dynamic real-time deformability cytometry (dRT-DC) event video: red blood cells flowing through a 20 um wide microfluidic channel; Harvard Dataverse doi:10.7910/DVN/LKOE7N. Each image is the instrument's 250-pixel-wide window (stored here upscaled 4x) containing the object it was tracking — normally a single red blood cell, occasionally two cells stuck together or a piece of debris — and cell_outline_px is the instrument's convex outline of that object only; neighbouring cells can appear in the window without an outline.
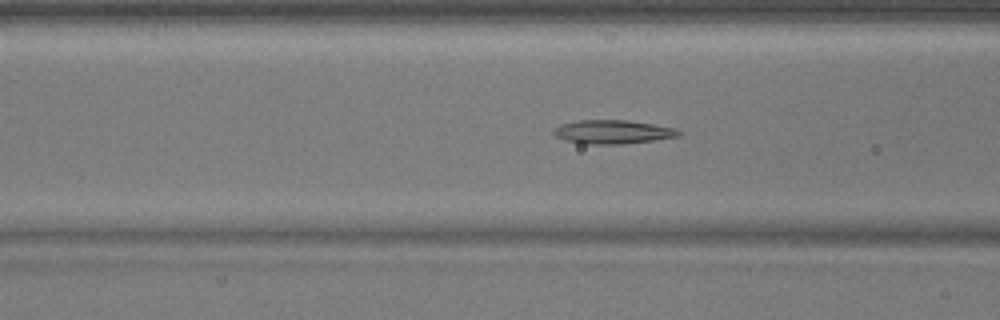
{"species": "common noctule bat (a hibernating species)", "species_latin": "Nyctalus noctula", "temperature_condition": "warm", "stored_images_in_passage": 52, "camera_frame_rate_fps": 3000, "um_per_image_px": 0.085, "animal": {"sex": "male", "body_mass_g": 17.9}, "frame": {"image": 1, "passage_image": 21, "time_ms": 6.667, "image_size_px": [1000, 320], "cell_outline_px": [[680, 136], [652, 140], [620, 144], [584, 144], [564, 140], [556, 136], [552, 132], [552, 128], [560, 124], [580, 120], [628, 120], [676, 128], [680, 132]], "centroid_in_image_um": [52.03, 11.21], "position_along_channel_um": 114.6, "area_um2": 17.28}}
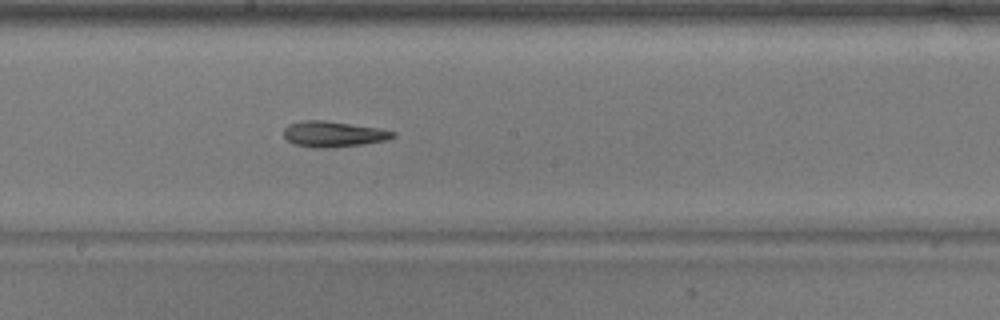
{"frame": {"image": 2, "passage_image": 29, "time_ms": 9.333, "image_size_px": [1000, 320], "cell_outline_px": [[396, 136], [388, 140], [364, 144], [320, 148], [316, 148], [296, 144], [288, 140], [284, 136], [284, 128], [288, 124], [304, 120], [324, 120], [380, 128], [396, 132]], "centroid_in_image_um": [28.37, 11.38], "position_along_channel_um": 219.8, "area_um2": 16.3}}
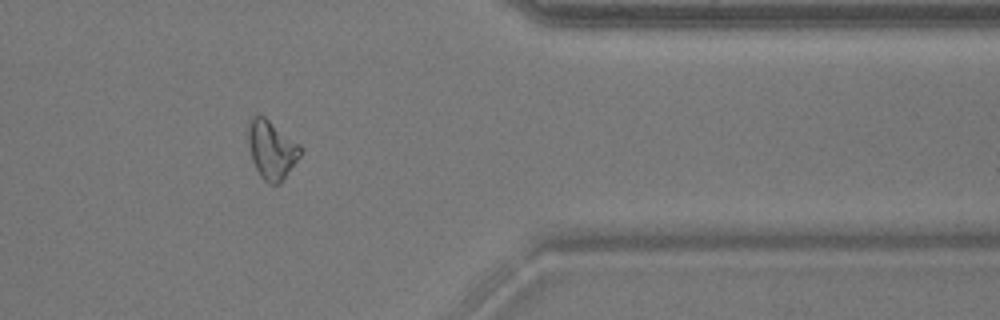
{"frame": {"image": 3, "passage_image": 43, "time_ms": 14.0, "image_size_px": [1000, 320], "cell_outline_px": [[304, 148], [300, 156], [280, 184], [268, 184], [260, 176], [252, 160], [248, 144], [248, 124], [252, 116], [264, 116], [300, 144]], "centroid_in_image_um": [23.1, 12.73], "position_along_channel_um": 388.3, "area_um2": 17.86}}